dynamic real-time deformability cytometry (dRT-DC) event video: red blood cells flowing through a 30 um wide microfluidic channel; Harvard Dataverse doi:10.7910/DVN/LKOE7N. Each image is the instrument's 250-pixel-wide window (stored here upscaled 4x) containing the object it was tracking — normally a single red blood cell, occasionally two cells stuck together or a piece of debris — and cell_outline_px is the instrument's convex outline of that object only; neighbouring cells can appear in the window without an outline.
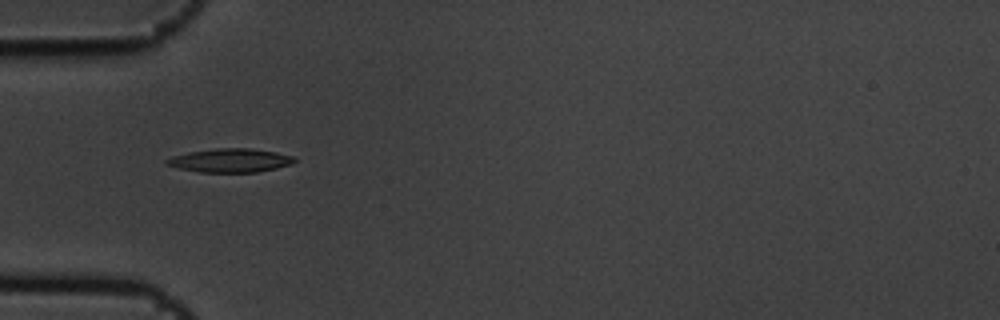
{"species": "common noctule bat (a hibernating species)", "species_latin": "Nyctalus noctula", "temperature_condition": "cold", "stored_images_in_passage": 7, "camera_frame_rate_fps": 3000, "um_per_image_px": 0.085, "animal": {"sex": "male", "body_mass_g": 19.5, "forearm_length_mm": 54.6}, "frame": {"image": 1, "passage_image": 5, "time_ms": 1.333, "image_size_px": [1000, 320], "cell_outline_px": [[296, 160], [292, 164], [276, 168], [256, 172], [200, 172], [180, 168], [164, 164], [164, 160], [172, 156], [188, 152], [216, 148], [248, 148], [276, 152], [296, 156]], "centroid_in_image_um": [19.58, 13.63], "position_along_channel_um": 65.4, "area_um2": 17.69}}
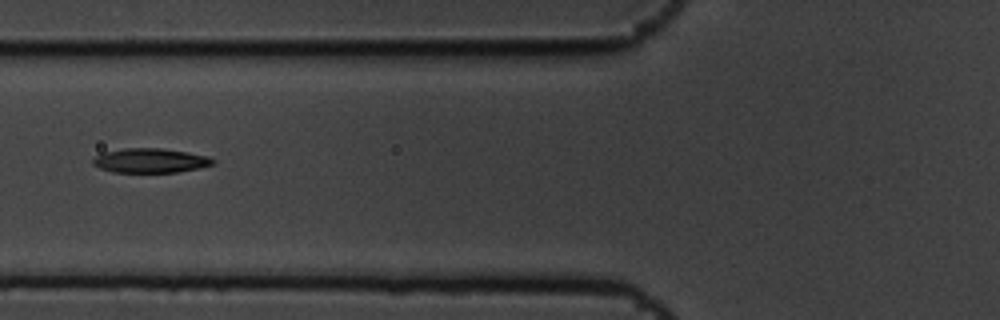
{"frame": {"image": 2, "passage_image": 6, "time_ms": 1.667, "image_size_px": [1000, 320], "cell_outline_px": [[216, 160], [212, 164], [196, 168], [176, 172], [112, 172], [100, 168], [92, 164], [92, 160], [100, 152], [124, 148], [164, 148], [188, 152], [208, 156]], "centroid_in_image_um": [12.73, 13.63], "position_along_channel_um": 113.1, "area_um2": 17.11}}
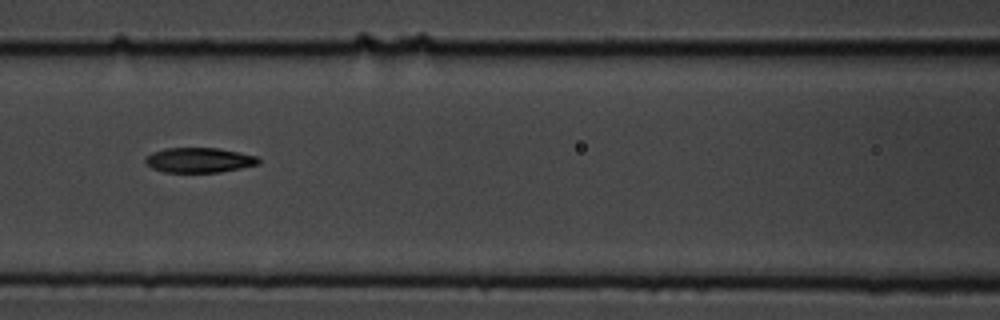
{"frame": {"image": 3, "passage_image": 7, "time_ms": 2.0, "image_size_px": [1000, 320], "cell_outline_px": [[260, 164], [220, 172], [164, 172], [152, 168], [144, 160], [152, 152], [164, 148], [216, 148], [260, 156]], "centroid_in_image_um": [16.96, 13.61], "position_along_channel_um": 149.6, "area_um2": 16.42}}